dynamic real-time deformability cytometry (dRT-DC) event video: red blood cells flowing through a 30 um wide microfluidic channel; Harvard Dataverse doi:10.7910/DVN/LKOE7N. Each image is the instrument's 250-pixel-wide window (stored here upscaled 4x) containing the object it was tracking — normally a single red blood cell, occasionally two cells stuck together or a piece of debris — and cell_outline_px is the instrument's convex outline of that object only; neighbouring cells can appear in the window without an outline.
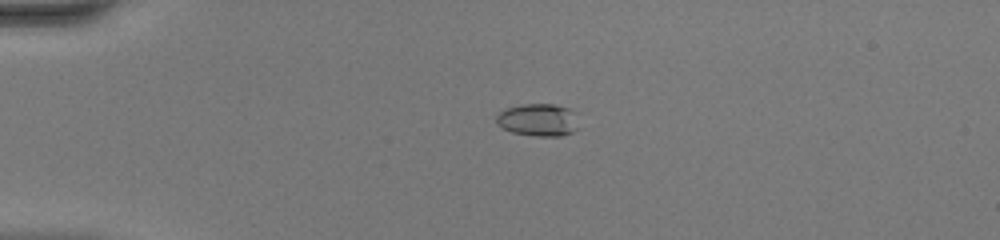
{"species": "common noctule bat (a hibernating species)", "species_latin": "Nyctalus noctula", "temperature_condition": "warm", "stored_images_in_passage": 39, "camera_frame_rate_fps": 3000, "um_per_image_px": 0.085, "animal": {"sex": "female", "body_mass_g": 20.0, "forearm_length_mm": 54.0}, "frame": {"image": 1, "passage_image": 3, "time_ms": 0.667, "image_size_px": [1000, 240], "cell_outline_px": [[576, 128], [572, 132], [560, 136], [536, 136], [512, 132], [496, 124], [496, 112], [504, 108], [520, 104], [556, 104], [568, 108], [576, 112]], "centroid_in_image_um": [45.7, 10.17], "position_along_channel_um": 39.3, "area_um2": 15.78}}
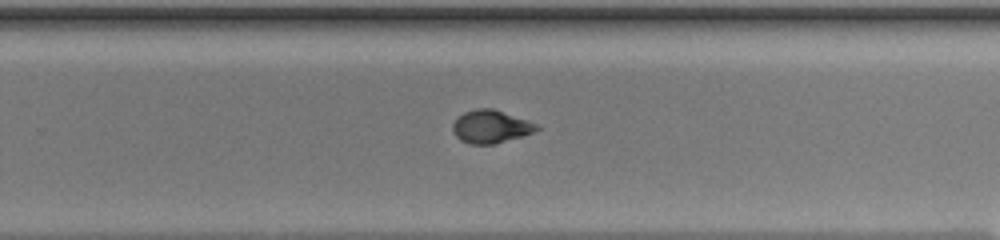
{"frame": {"image": 2, "passage_image": 23, "time_ms": 7.333, "image_size_px": [1000, 240], "cell_outline_px": [[540, 128], [524, 136], [496, 144], [468, 144], [460, 140], [452, 132], [452, 124], [464, 112], [476, 108], [492, 108], [540, 124]], "centroid_in_image_um": [41.73, 10.77], "position_along_channel_um": 288.1, "area_um2": 16.3}}
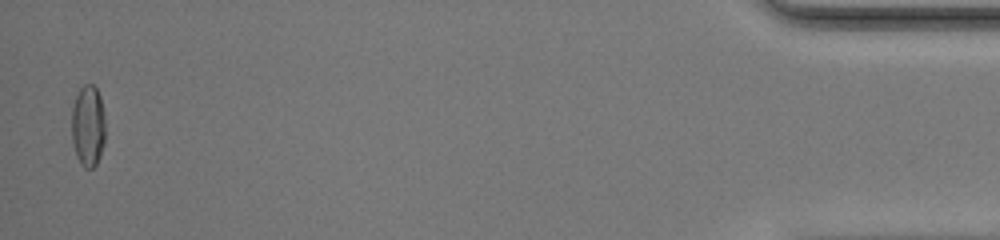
{"frame": {"image": 3, "passage_image": 38, "time_ms": 12.333, "image_size_px": [1000, 240], "cell_outline_px": [[104, 144], [100, 156], [96, 164], [92, 168], [84, 168], [80, 164], [76, 156], [72, 144], [72, 108], [76, 96], [80, 88], [84, 84], [92, 84], [96, 88], [100, 96], [104, 112]], "centroid_in_image_um": [7.48, 10.72], "position_along_channel_um": 427.7, "area_um2": 16.13}, "authors_computed_cell_mechanics": {"area_um2": 16.0106, "velocity_mm_per_s": 4.4294, "shape_relaxation_time_tau1_ms": 6.9092, "shape_relaxation_time_tau2_ms": 1.1358, "deformation_change_tau1": 0.2575, "deformation_change_tau2": 0.0469}}